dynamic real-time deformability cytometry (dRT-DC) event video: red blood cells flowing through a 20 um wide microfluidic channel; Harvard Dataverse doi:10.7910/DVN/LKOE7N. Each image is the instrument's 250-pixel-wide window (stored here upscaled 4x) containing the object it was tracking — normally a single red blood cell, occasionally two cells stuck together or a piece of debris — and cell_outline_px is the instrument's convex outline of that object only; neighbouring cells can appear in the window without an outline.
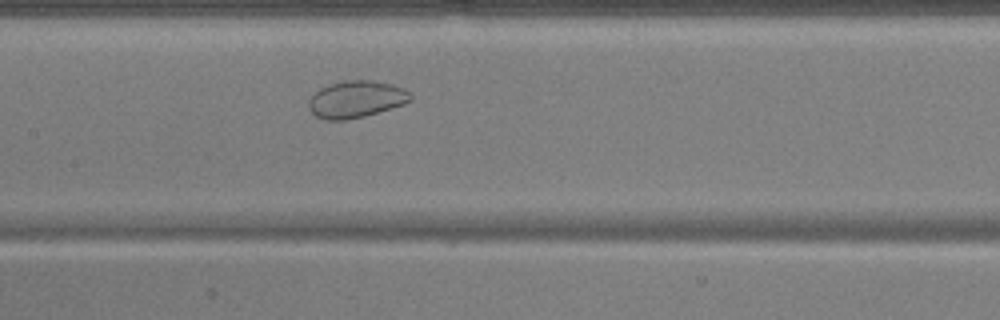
{"species": "common noctule bat (a hibernating species)", "species_latin": "Nyctalus noctula", "temperature_condition": "warm", "stored_images_in_passage": 44, "camera_frame_rate_fps": 3000, "um_per_image_px": 0.085, "animal": {"sex": "male", "body_mass_g": 17.9, "forearm_length_mm": 54.2}, "frame": {"image": 1, "passage_image": 17, "time_ms": 5.333, "image_size_px": [1000, 320], "cell_outline_px": [[412, 100], [404, 104], [364, 116], [344, 120], [324, 120], [316, 116], [312, 112], [308, 104], [308, 100], [320, 88], [344, 80], [372, 80], [392, 84], [404, 88], [412, 96]], "centroid_in_image_um": [30.28, 8.43], "position_along_channel_um": 177.1, "area_um2": 21.79}}
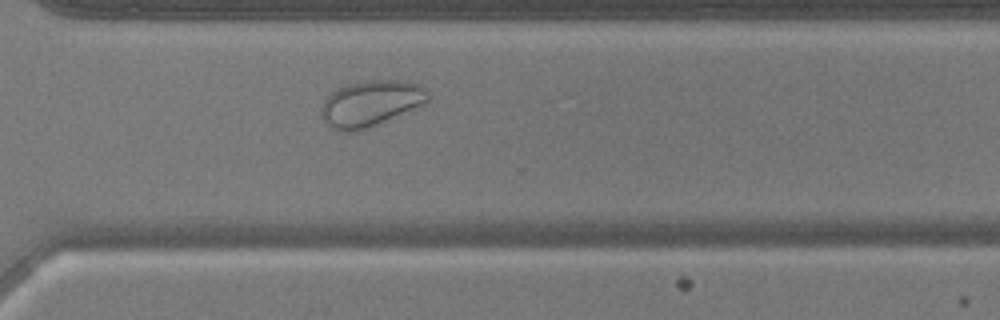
{"frame": {"image": 2, "passage_image": 30, "time_ms": 9.667, "image_size_px": [1000, 320], "cell_outline_px": [[428, 100], [424, 104], [368, 128], [348, 132], [336, 132], [324, 120], [320, 112], [320, 108], [324, 100], [336, 88], [348, 84], [364, 80], [396, 80], [416, 84], [424, 88], [428, 96]], "centroid_in_image_um": [31.45, 8.8], "position_along_channel_um": 339.1, "area_um2": 28.32}}
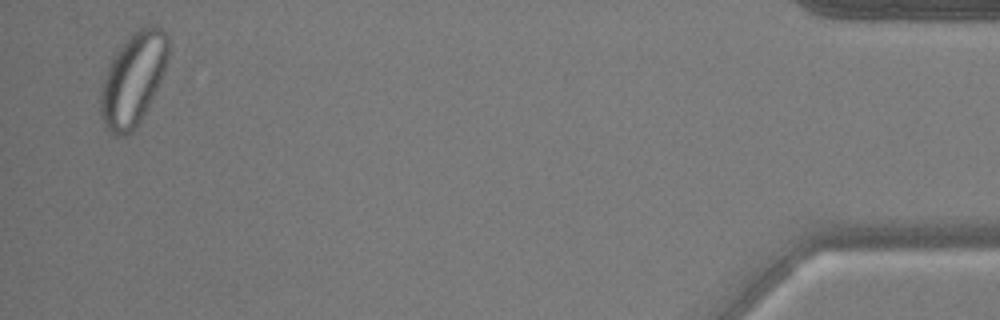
{"frame": {"image": 3, "passage_image": 43, "time_ms": 14.0, "image_size_px": [1000, 320], "cell_outline_px": [[168, 60], [160, 80], [140, 120], [124, 136], [116, 136], [104, 124], [100, 112], [100, 96], [104, 72], [116, 52], [124, 40], [132, 32], [148, 24], [152, 24], [160, 28], [168, 36]], "centroid_in_image_um": [11.3, 6.65], "position_along_channel_um": 423.9, "area_um2": 36.01}}